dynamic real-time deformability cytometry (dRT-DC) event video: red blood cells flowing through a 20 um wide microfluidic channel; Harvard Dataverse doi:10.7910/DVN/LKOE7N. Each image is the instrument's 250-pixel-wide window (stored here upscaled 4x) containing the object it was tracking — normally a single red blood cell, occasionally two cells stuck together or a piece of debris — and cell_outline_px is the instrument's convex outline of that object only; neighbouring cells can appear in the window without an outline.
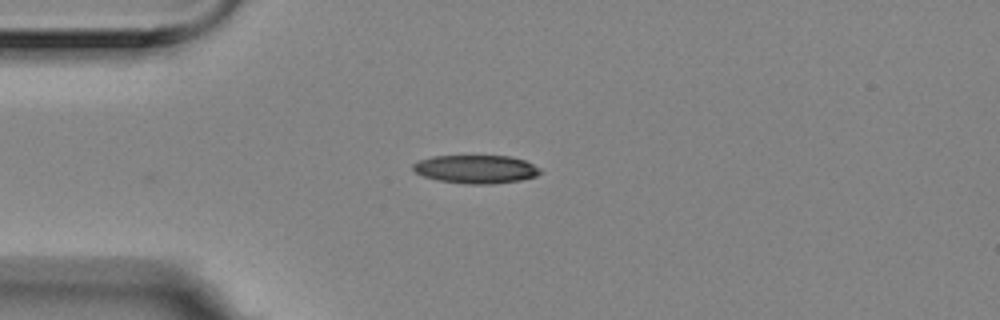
{"species": "Egyptian fruit bat (a non-hibernating species)", "species_latin": "Rousettus aegyptiacus", "temperature_condition": "room temperature", "stored_images_in_passage": 6, "camera_frame_rate_fps": 3000, "um_per_image_px": 0.085, "animal": {"sex": "female"}, "frame": {"image": 1, "passage_image": 1, "time_ms": 0.0, "image_size_px": [1000, 320], "cell_outline_px": [[544, 172], [536, 176], [520, 180], [492, 184], [468, 184], [440, 180], [424, 176], [416, 172], [412, 168], [412, 164], [420, 160], [432, 156], [512, 156], [524, 160], [540, 168]], "centroid_in_image_um": [40.49, 14.37], "position_along_channel_um": 44.5, "area_um2": 20.92}}
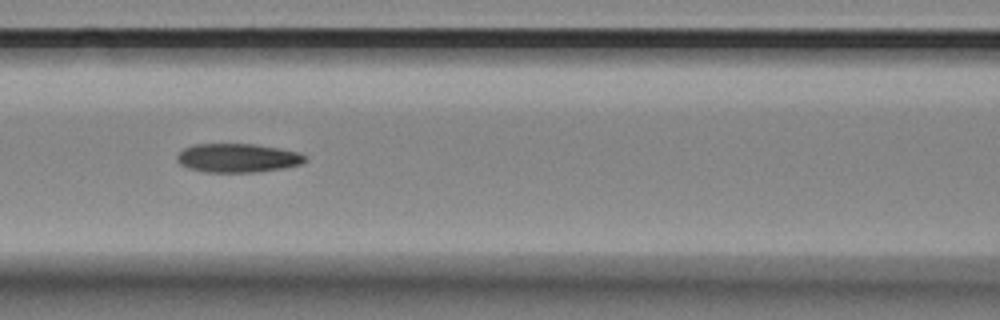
{"frame": {"image": 2, "passage_image": 4, "time_ms": 1.0, "image_size_px": [1000, 320], "cell_outline_px": [[308, 160], [300, 164], [280, 168], [252, 172], [204, 172], [188, 168], [180, 164], [176, 160], [176, 156], [184, 148], [196, 144], [252, 144], [280, 148], [300, 152], [308, 156]], "centroid_in_image_um": [20.21, 13.42], "position_along_channel_um": 146.4, "area_um2": 21.5}}
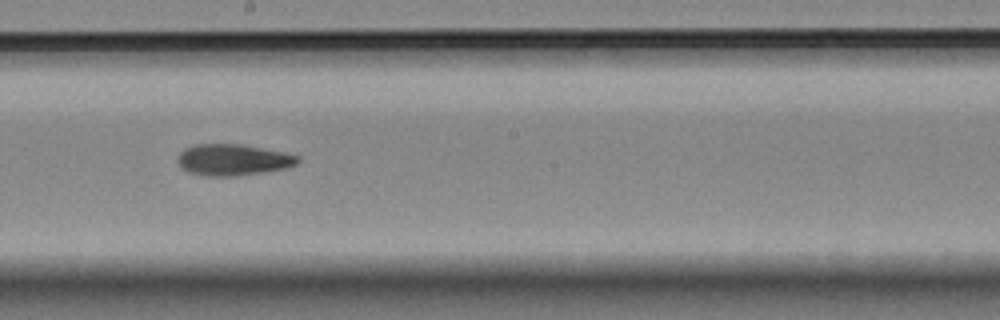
{"frame": {"image": 3, "passage_image": 6, "time_ms": 1.667, "image_size_px": [1000, 320], "cell_outline_px": [[300, 160], [296, 164], [284, 168], [264, 172], [236, 176], [208, 176], [188, 172], [180, 168], [176, 160], [180, 152], [184, 148], [192, 144], [240, 144], [284, 152], [300, 156]], "centroid_in_image_um": [19.76, 13.58], "position_along_channel_um": 228.4, "area_um2": 22.08}}